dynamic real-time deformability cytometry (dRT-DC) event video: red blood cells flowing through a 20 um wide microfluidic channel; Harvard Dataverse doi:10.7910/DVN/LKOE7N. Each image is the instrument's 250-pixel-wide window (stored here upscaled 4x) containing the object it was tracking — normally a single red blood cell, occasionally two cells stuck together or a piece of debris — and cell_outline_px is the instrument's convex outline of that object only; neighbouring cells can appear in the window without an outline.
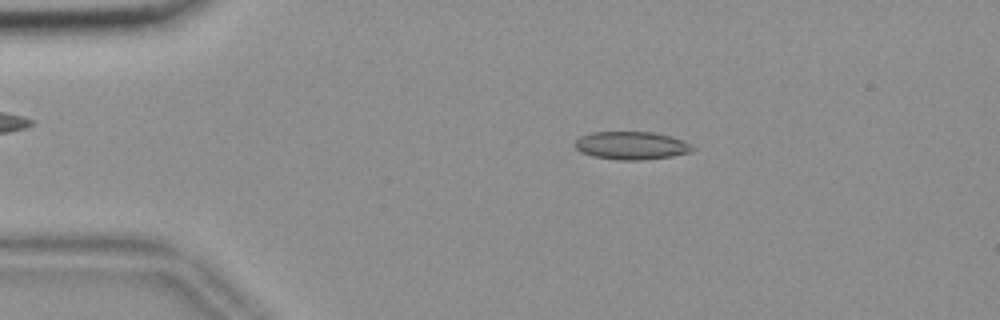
{"species": "common noctule bat (a hibernating species)", "species_latin": "Nyctalus noctula", "temperature_condition": "room temperature", "stored_images_in_passage": 54, "camera_frame_rate_fps": 3000, "um_per_image_px": 0.085, "animal": {"sex": "female", "body_mass_g": 18.4}, "frame": {"image": 1, "passage_image": 9, "time_ms": 2.667, "image_size_px": [1000, 320], "cell_outline_px": [[696, 148], [692, 152], [672, 156], [640, 160], [616, 160], [592, 156], [580, 152], [572, 144], [580, 136], [592, 132], [652, 132], [668, 136], [680, 140]], "centroid_in_image_um": [53.61, 12.38], "position_along_channel_um": 31.4, "area_um2": 19.13}}
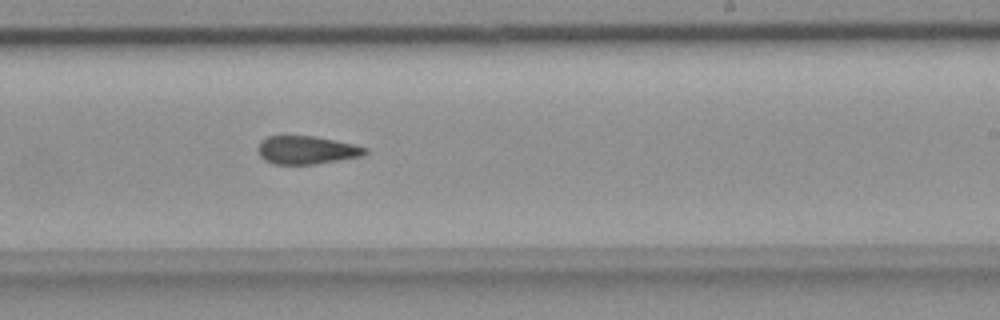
{"frame": {"image": 2, "passage_image": 32, "time_ms": 10.333, "image_size_px": [1000, 320], "cell_outline_px": [[368, 152], [364, 156], [312, 164], [276, 164], [264, 160], [260, 156], [256, 148], [260, 140], [268, 136], [312, 136], [356, 144], [368, 148]], "centroid_in_image_um": [26.06, 12.75], "position_along_channel_um": 262.9, "area_um2": 17.69}}
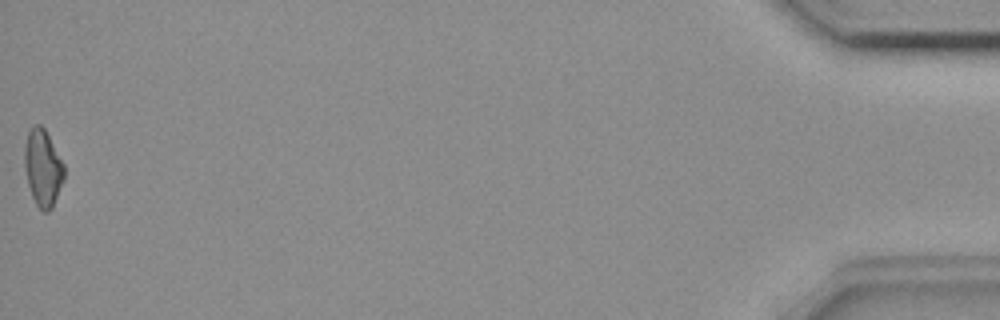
{"frame": {"image": 3, "passage_image": 54, "time_ms": 17.667, "image_size_px": [1000, 320], "cell_outline_px": [[64, 180], [52, 208], [48, 212], [44, 212], [36, 204], [32, 196], [28, 184], [24, 168], [24, 144], [28, 132], [36, 124], [40, 124], [44, 128], [64, 164]], "centroid_in_image_um": [3.63, 14.28], "position_along_channel_um": 431.6, "area_um2": 17.69}, "authors_computed_cell_mechanics": {"area_um2": 18.2937, "velocity_mm_per_s": 3.6568, "shape_relaxation_time_tau1_ms": null, "shape_relaxation_time_tau2_ms": 2.1706, "deformation_change_tau1": null, "deformation_change_tau2": 0.0887}}